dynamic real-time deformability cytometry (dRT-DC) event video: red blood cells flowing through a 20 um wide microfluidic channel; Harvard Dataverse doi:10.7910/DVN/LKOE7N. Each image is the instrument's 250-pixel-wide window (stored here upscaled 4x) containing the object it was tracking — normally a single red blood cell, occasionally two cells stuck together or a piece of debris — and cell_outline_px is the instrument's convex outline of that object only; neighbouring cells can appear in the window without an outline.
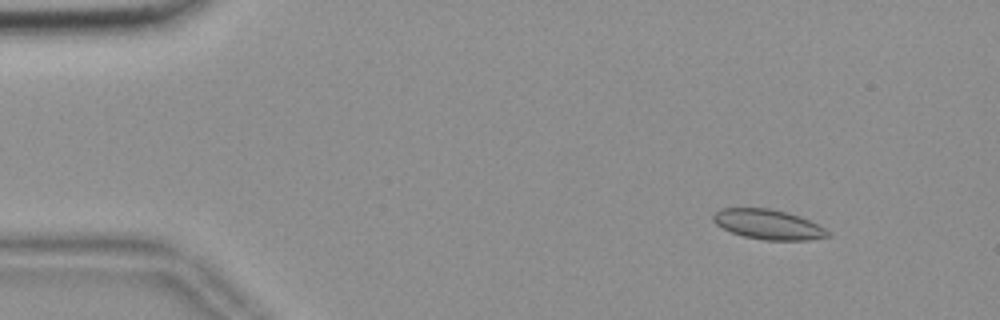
{"species": "common noctule bat (a hibernating species)", "species_latin": "Nyctalus noctula", "temperature_condition": "room temperature", "stored_images_in_passage": 52, "segment_of_instrument_passage": [1, 2], "camera_frame_rate_fps": 3000, "um_per_image_px": 0.085, "animal": {"sex": "female", "body_mass_g": 18.4}, "frame": {"image": 1, "passage_image": 7, "time_ms": 2.0, "image_size_px": [1000, 320], "cell_outline_px": [[832, 236], [808, 240], [764, 240], [744, 236], [732, 232], [716, 224], [712, 220], [712, 216], [720, 208], [768, 208], [800, 216], [824, 228]], "centroid_in_image_um": [65.28, 19.08], "position_along_channel_um": 19.7, "area_um2": 19.71}}
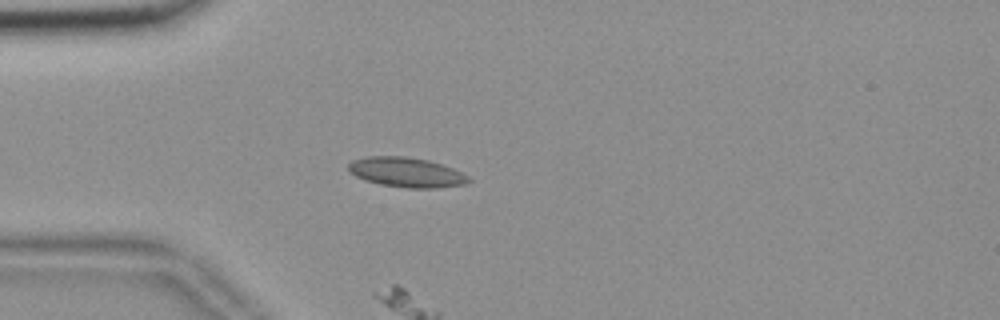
{"frame": {"image": 2, "passage_image": 16, "time_ms": 5.0, "image_size_px": [1000, 320], "cell_outline_px": [[472, 180], [468, 184], [436, 188], [408, 188], [380, 184], [364, 180], [348, 172], [348, 164], [352, 160], [368, 156], [404, 156], [428, 160], [452, 168], [468, 176]], "centroid_in_image_um": [34.53, 14.65], "position_along_channel_um": 50.5, "area_um2": 20.92}}